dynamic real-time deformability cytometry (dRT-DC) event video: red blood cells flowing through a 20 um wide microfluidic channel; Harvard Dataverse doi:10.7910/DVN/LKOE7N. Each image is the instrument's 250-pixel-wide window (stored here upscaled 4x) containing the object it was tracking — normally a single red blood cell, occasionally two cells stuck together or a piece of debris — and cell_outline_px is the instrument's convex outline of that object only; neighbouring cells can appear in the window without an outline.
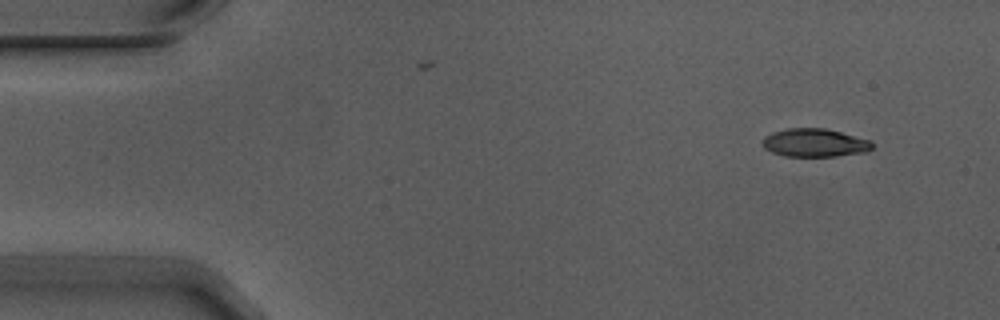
{"species": "Egyptian fruit bat (a non-hibernating species)", "species_latin": "Rousettus aegyptiacus", "temperature_condition": "warm", "stored_images_in_passage": 3, "camera_frame_rate_fps": 3000, "um_per_image_px": 0.085, "animal": {"sex": "male"}, "frame": {"image": 1, "passage_image": 1, "time_ms": 0.0, "image_size_px": [1000, 320], "cell_outline_px": [[872, 148], [864, 152], [836, 156], [784, 156], [772, 152], [764, 148], [764, 136], [772, 132], [788, 128], [824, 128], [872, 140]], "centroid_in_image_um": [69.25, 12.13], "position_along_channel_um": 15.8, "area_um2": 17.92}}
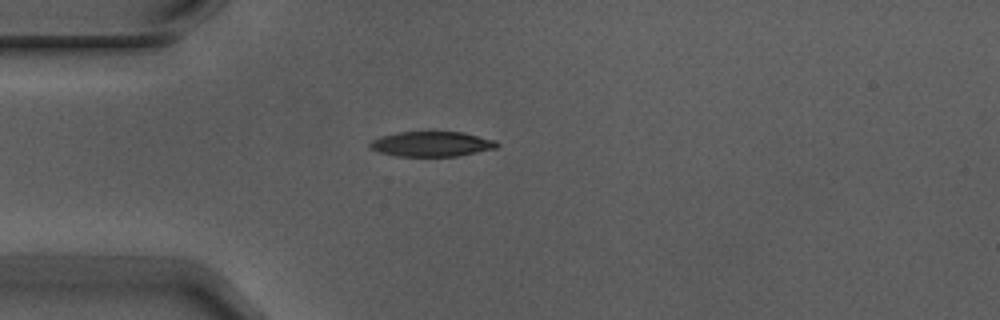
{"frame": {"image": 2, "passage_image": 3, "time_ms": 0.667, "image_size_px": [1000, 320], "cell_outline_px": [[500, 144], [496, 148], [460, 156], [396, 156], [380, 152], [372, 148], [368, 144], [372, 140], [380, 136], [396, 132], [464, 132], [496, 140]], "centroid_in_image_um": [36.72, 12.24], "position_along_channel_um": 48.3, "area_um2": 18.61}}